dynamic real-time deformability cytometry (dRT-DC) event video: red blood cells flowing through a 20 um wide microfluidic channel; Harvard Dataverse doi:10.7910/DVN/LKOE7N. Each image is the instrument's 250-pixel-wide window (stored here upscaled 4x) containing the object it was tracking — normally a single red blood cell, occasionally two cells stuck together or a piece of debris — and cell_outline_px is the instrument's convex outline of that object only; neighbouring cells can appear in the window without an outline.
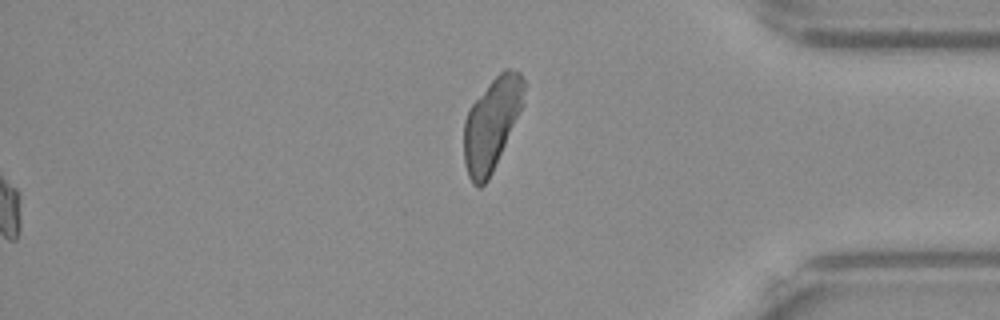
{"species": "Egyptian fruit bat (a non-hibernating species)", "species_latin": "Rousettus aegyptiacus", "temperature_condition": "warm", "stored_images_in_passage": 45, "segment_of_instrument_passage": [2, 2], "camera_frame_rate_fps": 3000, "um_per_image_px": 0.085, "frame": {"image": 1, "passage_image": 45, "time_ms": 14.667, "image_size_px": [1000, 320], "cell_outline_px": [[524, 104], [492, 172], [488, 180], [480, 188], [476, 188], [472, 184], [468, 176], [464, 164], [464, 120], [468, 108], [492, 80], [504, 68], [508, 68], [520, 72], [524, 80]], "centroid_in_image_um": [41.78, 10.55], "position_along_channel_um": 393.4, "area_um2": 32.31}}